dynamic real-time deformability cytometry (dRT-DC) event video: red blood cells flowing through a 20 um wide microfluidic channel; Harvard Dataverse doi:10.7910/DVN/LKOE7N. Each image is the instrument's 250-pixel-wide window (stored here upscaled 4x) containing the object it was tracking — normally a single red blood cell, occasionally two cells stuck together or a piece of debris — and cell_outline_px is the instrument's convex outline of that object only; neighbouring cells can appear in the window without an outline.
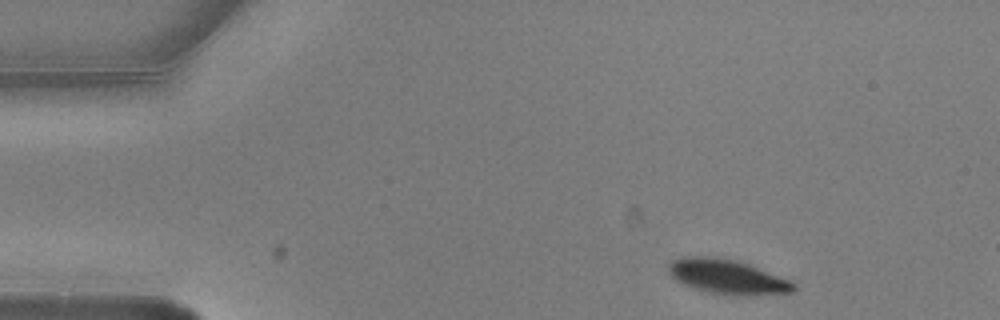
{"species": "common noctule bat (a hibernating species)", "species_latin": "Nyctalus noctula", "temperature_condition": "warm", "stored_images_in_passage": 3, "camera_frame_rate_fps": 3000, "um_per_image_px": 0.085, "animal": {"sex": "male", "body_mass_g": 20.5, "forearm_length_mm": 52.5}, "frame": {"image": 1, "passage_image": 1, "time_ms": 0.0, "image_size_px": [1000, 320], "cell_outline_px": [[796, 288], [792, 292], [748, 296], [736, 296], [712, 292], [692, 288], [676, 280], [668, 272], [668, 264], [672, 260], [680, 256], [704, 256], [732, 260], [748, 264], [792, 280], [796, 284]], "centroid_in_image_um": [61.83, 23.53], "position_along_channel_um": 23.2, "area_um2": 25.2}}